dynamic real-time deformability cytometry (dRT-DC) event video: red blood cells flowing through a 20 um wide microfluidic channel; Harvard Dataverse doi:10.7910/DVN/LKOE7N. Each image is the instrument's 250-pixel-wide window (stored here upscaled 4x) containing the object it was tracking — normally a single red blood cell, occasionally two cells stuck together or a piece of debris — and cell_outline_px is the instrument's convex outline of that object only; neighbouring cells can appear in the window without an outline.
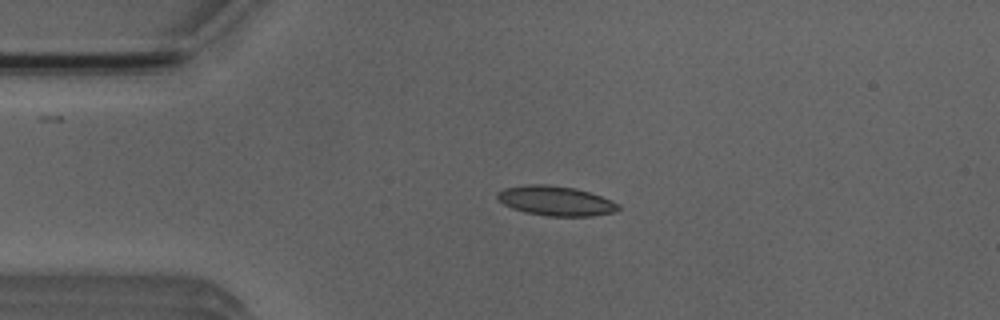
{"species": "Egyptian fruit bat (a non-hibernating species)", "species_latin": "Rousettus aegyptiacus", "temperature_condition": "room temperature", "stored_images_in_passage": 3, "camera_frame_rate_fps": 3000, "um_per_image_px": 0.085, "animal": {"sex": "male"}, "frame": {"image": 1, "passage_image": 3, "time_ms": 2.333, "image_size_px": [1000, 320], "cell_outline_px": [[620, 208], [612, 212], [592, 216], [548, 216], [524, 212], [512, 208], [504, 204], [496, 196], [496, 192], [504, 188], [524, 184], [544, 184], [576, 188], [612, 200], [620, 204]], "centroid_in_image_um": [47.21, 17.06], "position_along_channel_um": 37.8, "area_um2": 20.92}}